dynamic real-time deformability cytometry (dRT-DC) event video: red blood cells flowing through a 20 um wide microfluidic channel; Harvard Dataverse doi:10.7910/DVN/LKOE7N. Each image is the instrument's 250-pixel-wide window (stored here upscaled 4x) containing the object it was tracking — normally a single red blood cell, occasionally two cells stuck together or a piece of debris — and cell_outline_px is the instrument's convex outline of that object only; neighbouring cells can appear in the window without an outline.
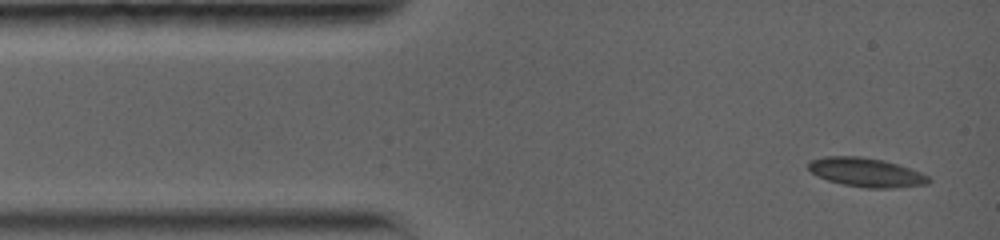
{"species": "common noctule bat (a hibernating species)", "species_latin": "Nyctalus noctula", "temperature_condition": "warm", "stored_images_in_passage": 11, "camera_frame_rate_fps": 5000, "um_per_image_px": 0.085, "animal": {"sex": "female", "body_mass_g": 19.0, "forearm_length_mm": 56.7}, "frame": {"image": 1, "passage_image": 1, "time_ms": 0.0, "image_size_px": [1000, 240], "cell_outline_px": [[932, 180], [928, 184], [892, 188], [868, 188], [844, 184], [828, 180], [816, 176], [808, 168], [808, 160], [824, 156], [860, 156], [884, 160], [920, 172], [928, 176]], "centroid_in_image_um": [73.6, 14.64], "position_along_channel_um": 11.4, "area_um2": 20.29}}
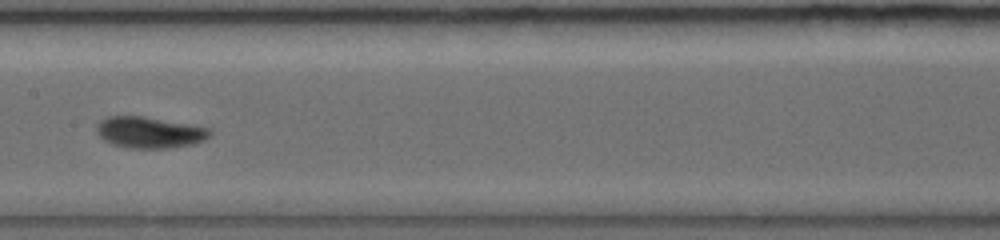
{"frame": {"image": 2, "passage_image": 7, "time_ms": 6.4, "image_size_px": [1000, 240], "cell_outline_px": [[212, 132], [204, 140], [192, 144], [164, 148], [128, 148], [112, 144], [104, 140], [96, 132], [96, 124], [100, 120], [108, 116], [144, 116], [212, 128]], "centroid_in_image_um": [12.68, 11.24], "position_along_channel_um": 194.7, "area_um2": 20.69}}
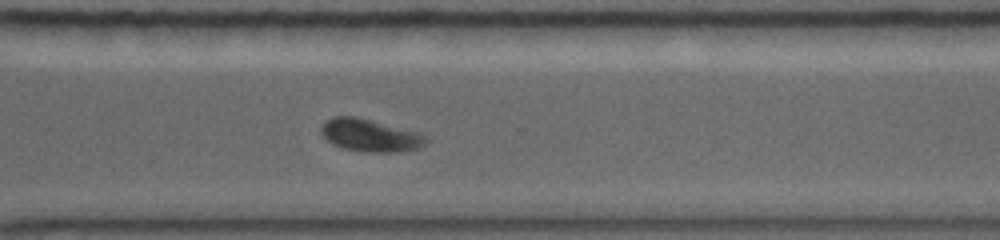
{"frame": {"image": 3, "passage_image": 11, "time_ms": 10.2, "image_size_px": [1000, 240], "cell_outline_px": [[428, 140], [420, 148], [396, 152], [364, 152], [344, 148], [332, 144], [320, 132], [320, 128], [332, 116], [356, 116], [416, 132], [428, 136]], "centroid_in_image_um": [31.46, 11.51], "position_along_channel_um": 339.1, "area_um2": 19.71}}